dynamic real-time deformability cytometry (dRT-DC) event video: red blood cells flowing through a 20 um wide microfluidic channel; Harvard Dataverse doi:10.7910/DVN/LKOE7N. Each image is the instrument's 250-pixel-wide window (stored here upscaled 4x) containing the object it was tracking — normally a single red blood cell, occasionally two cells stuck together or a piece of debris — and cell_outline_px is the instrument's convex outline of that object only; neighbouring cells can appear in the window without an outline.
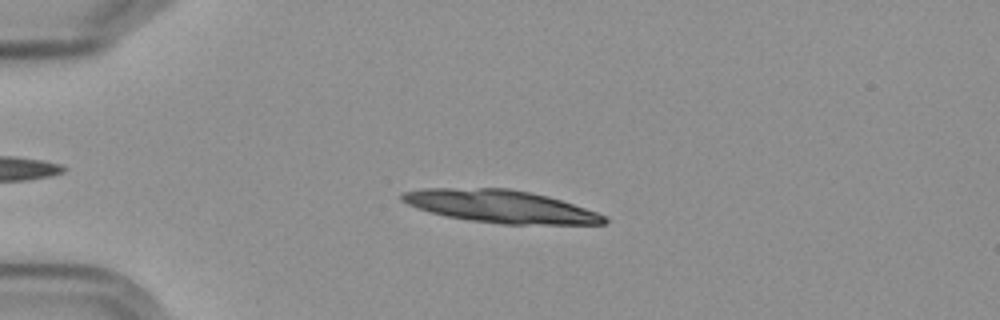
{"species": "Egyptian fruit bat (a non-hibernating species)", "species_latin": "Rousettus aegyptiacus", "temperature_condition": "cold", "stored_images_in_passage": 18, "camera_frame_rate_fps": 3000, "um_per_image_px": 0.085, "frame": {"image": 1, "passage_image": 13, "time_ms": 4.0, "image_size_px": [1000, 320], "cell_outline_px": [[608, 220], [604, 224], [504, 224], [468, 220], [428, 212], [416, 208], [400, 200], [400, 192], [424, 188], [508, 188], [532, 192], [548, 196], [608, 216]], "centroid_in_image_um": [42.5, 17.54], "position_along_channel_um": 42.5, "area_um2": 38.49}}